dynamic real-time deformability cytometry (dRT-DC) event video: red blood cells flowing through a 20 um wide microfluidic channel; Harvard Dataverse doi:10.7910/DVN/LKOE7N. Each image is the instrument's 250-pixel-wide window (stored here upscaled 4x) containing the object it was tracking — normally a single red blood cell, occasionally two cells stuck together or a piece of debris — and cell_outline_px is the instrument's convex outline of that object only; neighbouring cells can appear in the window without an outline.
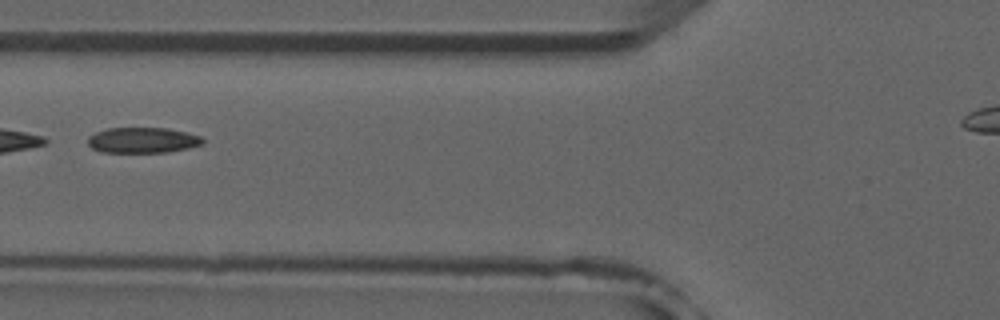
{"species": "common noctule bat (a hibernating species)", "species_latin": "Nyctalus noctula", "temperature_condition": "room temperature", "stored_images_in_passage": 6, "camera_frame_rate_fps": 3000, "um_per_image_px": 0.085, "animal": {"sex": "male", "forearm_length_mm": 52.5}, "frame": {"image": 1, "passage_image": 6, "time_ms": 5.667, "image_size_px": [1000, 320], "cell_outline_px": [[204, 144], [188, 148], [168, 152], [100, 152], [92, 148], [88, 144], [88, 136], [96, 132], [108, 128], [168, 128], [188, 132], [200, 136], [204, 140]], "centroid_in_image_um": [12.14, 11.91], "position_along_channel_um": 113.7, "area_um2": 17.22}}